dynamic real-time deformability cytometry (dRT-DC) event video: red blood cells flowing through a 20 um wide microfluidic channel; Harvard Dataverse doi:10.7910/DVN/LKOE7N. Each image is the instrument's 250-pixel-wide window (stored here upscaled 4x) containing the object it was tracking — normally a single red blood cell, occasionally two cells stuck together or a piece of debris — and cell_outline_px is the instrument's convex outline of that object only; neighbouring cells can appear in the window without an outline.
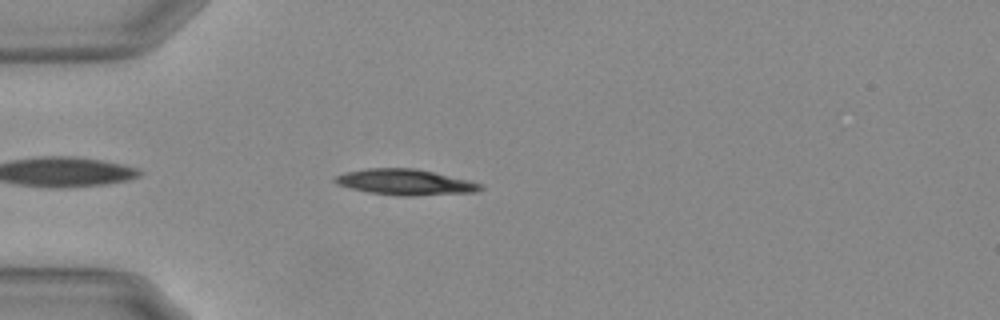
{"species": "Egyptian fruit bat (a non-hibernating species)", "species_latin": "Rousettus aegyptiacus", "temperature_condition": "warm", "stored_images_in_passage": 38, "camera_frame_rate_fps": 3000, "um_per_image_px": 0.085, "animal": {"sex": "female"}, "frame": {"image": 1, "passage_image": 4, "time_ms": 1.0, "image_size_px": [1000, 320], "cell_outline_px": [[484, 188], [476, 192], [416, 196], [396, 196], [368, 192], [336, 184], [332, 180], [336, 176], [348, 172], [368, 168], [416, 168], [468, 180], [480, 184]], "centroid_in_image_um": [34.45, 15.49], "position_along_channel_um": 50.6, "area_um2": 21.79}}
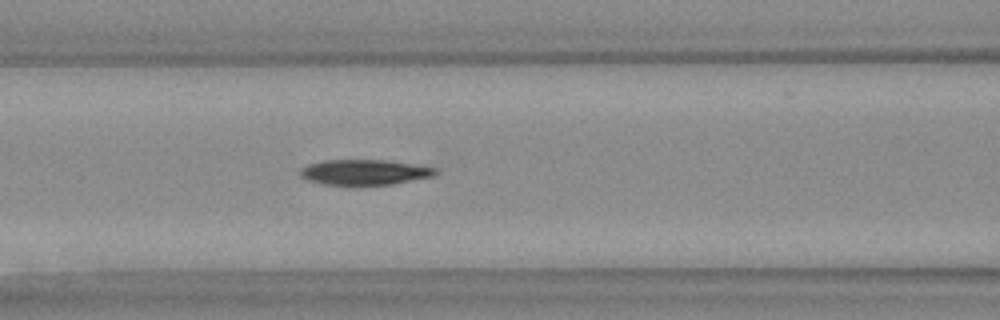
{"frame": {"image": 2, "passage_image": 12, "time_ms": 3.667, "image_size_px": [1000, 320], "cell_outline_px": [[436, 172], [432, 176], [392, 184], [324, 184], [308, 180], [300, 176], [300, 168], [308, 164], [324, 160], [384, 160], [436, 168]], "centroid_in_image_um": [30.91, 14.63], "position_along_channel_um": 135.7, "area_um2": 19.48}}
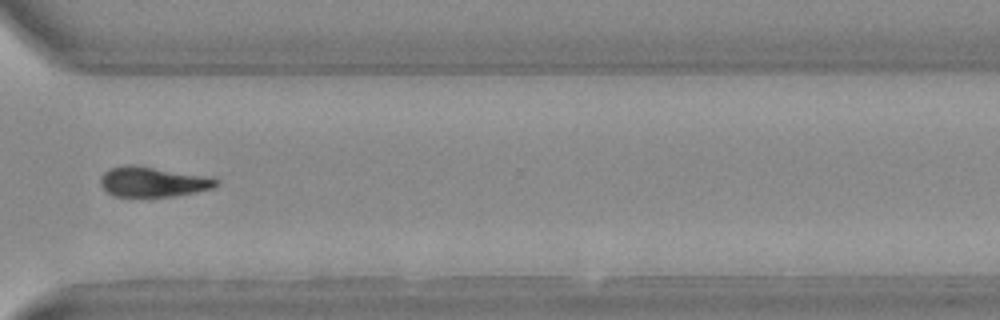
{"frame": {"image": 3, "passage_image": 30, "time_ms": 9.667, "image_size_px": [1000, 320], "cell_outline_px": [[216, 184], [212, 188], [172, 196], [116, 196], [108, 192], [100, 184], [100, 176], [108, 168], [124, 164], [136, 164], [212, 176], [216, 180]], "centroid_in_image_um": [12.95, 15.41], "position_along_channel_um": 357.6, "area_um2": 20.4}, "authors_computed_cell_mechanics": {"area_um2": 20.6635, "velocity_mm_per_s": 3.7047, "shape_relaxation_time_tau1_ms": 3.1242, "shape_relaxation_time_tau2_ms": null, "deformation_change_tau1": 0.1449, "deformation_change_tau2": null}}